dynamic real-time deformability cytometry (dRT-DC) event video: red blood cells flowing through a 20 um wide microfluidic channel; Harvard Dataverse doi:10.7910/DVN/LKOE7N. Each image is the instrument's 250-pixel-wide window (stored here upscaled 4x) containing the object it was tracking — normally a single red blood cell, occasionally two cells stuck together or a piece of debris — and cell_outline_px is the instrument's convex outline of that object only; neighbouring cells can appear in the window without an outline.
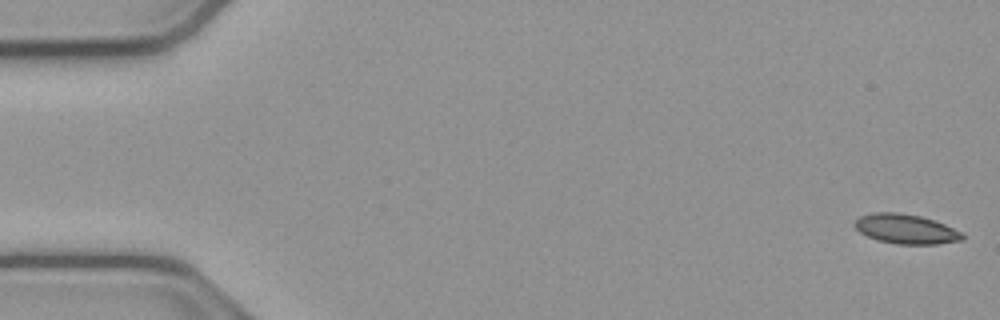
{"species": "common noctule bat (a hibernating species)", "species_latin": "Nyctalus noctula", "temperature_condition": "cold", "stored_images_in_passage": 13, "camera_frame_rate_fps": 3000, "um_per_image_px": 0.085, "animal": {"sex": "male", "body_mass_g": 23.1, "forearm_length_mm": 52.7}, "frame": {"image": 1, "passage_image": 1, "time_ms": 0.0, "image_size_px": [1000, 320], "cell_outline_px": [[964, 240], [936, 244], [896, 244], [876, 240], [860, 232], [852, 224], [860, 216], [876, 212], [900, 212], [920, 216], [944, 224], [960, 232], [964, 236]], "centroid_in_image_um": [76.97, 19.47], "position_along_channel_um": 8.0, "area_um2": 18.5}}